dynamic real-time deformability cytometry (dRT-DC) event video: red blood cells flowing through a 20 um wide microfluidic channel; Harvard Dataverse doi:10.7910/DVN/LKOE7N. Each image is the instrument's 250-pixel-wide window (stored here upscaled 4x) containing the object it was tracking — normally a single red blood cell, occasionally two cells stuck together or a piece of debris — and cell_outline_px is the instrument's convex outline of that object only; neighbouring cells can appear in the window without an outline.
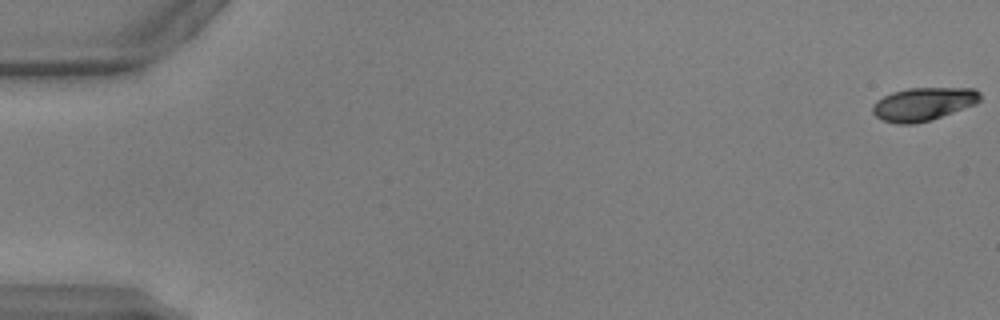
{"species": "common noctule bat (a hibernating species)", "species_latin": "Nyctalus noctula", "temperature_condition": "warm", "stored_images_in_passage": 53, "camera_frame_rate_fps": 3000, "um_per_image_px": 0.085, "animal": {"sex": "male", "body_mass_g": 17.9, "forearm_length_mm": 54.2}, "frame": {"image": 1, "passage_image": 1, "time_ms": 0.0, "image_size_px": [1000, 320], "cell_outline_px": [[980, 100], [976, 104], [928, 120], [912, 124], [896, 124], [884, 120], [876, 116], [872, 112], [872, 104], [876, 100], [892, 92], [908, 88], [976, 88], [980, 92]], "centroid_in_image_um": [78.46, 8.83], "position_along_channel_um": 6.5, "area_um2": 20.63}}
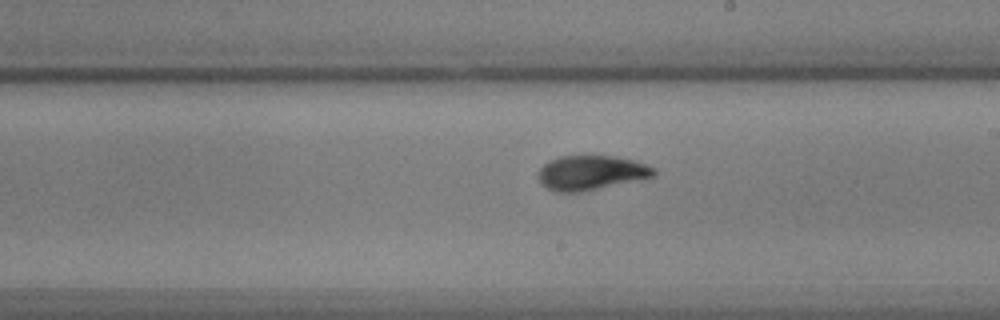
{"frame": {"image": 2, "passage_image": 31, "time_ms": 10.0, "image_size_px": [1000, 320], "cell_outline_px": [[656, 172], [652, 176], [600, 188], [580, 192], [556, 192], [548, 188], [540, 180], [540, 168], [548, 160], [560, 156], [612, 156], [636, 160], [656, 168]], "centroid_in_image_um": [50.25, 14.67], "position_along_channel_um": 238.8, "area_um2": 22.89}}
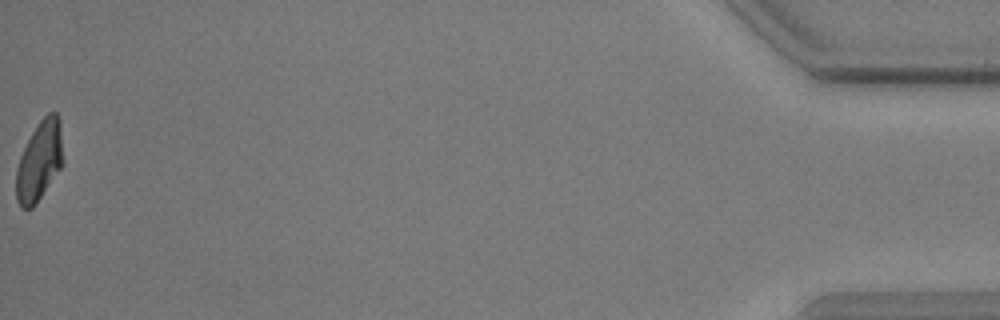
{"frame": {"image": 3, "passage_image": 53, "time_ms": 17.333, "image_size_px": [1000, 320], "cell_outline_px": [[64, 164], [36, 204], [32, 208], [20, 208], [16, 200], [16, 168], [20, 156], [32, 132], [40, 120], [48, 112], [56, 112], [60, 120], [64, 160]], "centroid_in_image_um": [3.37, 13.69], "position_along_channel_um": 431.8, "area_um2": 22.08}, "authors_computed_cell_mechanics": {"area_um2": 22.3686, "velocity_mm_per_s": 3.9101, "shape_relaxation_time_tau1_ms": 3.3601, "shape_relaxation_time_tau2_ms": 1.4007, "deformation_change_tau1": 0.1676, "deformation_change_tau2": 0.0606}}